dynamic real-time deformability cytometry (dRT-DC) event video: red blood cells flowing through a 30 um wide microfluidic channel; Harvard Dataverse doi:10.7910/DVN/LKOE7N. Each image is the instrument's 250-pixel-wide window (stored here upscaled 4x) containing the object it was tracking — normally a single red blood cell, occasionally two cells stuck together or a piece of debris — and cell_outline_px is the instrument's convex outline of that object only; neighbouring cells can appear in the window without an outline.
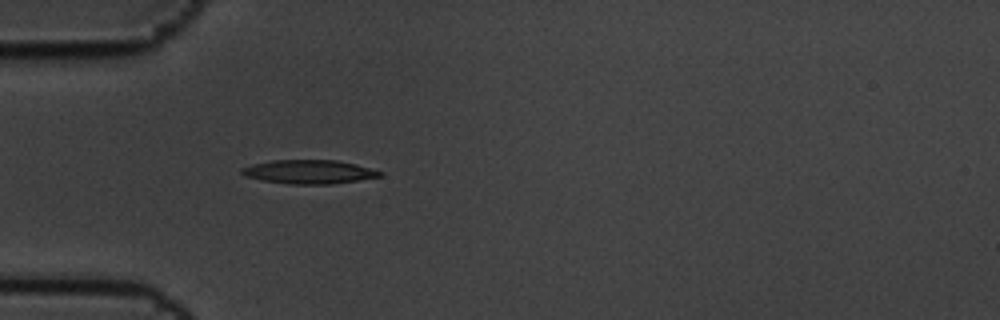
{"species": "common noctule bat (a hibernating species)", "species_latin": "Nyctalus noctula", "temperature_condition": "cold", "stored_images_in_passage": 1, "camera_frame_rate_fps": 3000, "um_per_image_px": 0.085, "animal": {"sex": "male", "body_mass_g": 19.5, "forearm_length_mm": 54.6}, "frame": {"image": 1, "passage_image": 1, "time_ms": 0.0, "image_size_px": [1000, 320], "cell_outline_px": [[384, 172], [380, 176], [332, 184], [288, 184], [264, 180], [244, 176], [240, 172], [240, 168], [252, 164], [272, 160], [336, 160], [356, 164]], "centroid_in_image_um": [26.23, 14.6], "position_along_channel_um": 58.8, "area_um2": 19.07}}